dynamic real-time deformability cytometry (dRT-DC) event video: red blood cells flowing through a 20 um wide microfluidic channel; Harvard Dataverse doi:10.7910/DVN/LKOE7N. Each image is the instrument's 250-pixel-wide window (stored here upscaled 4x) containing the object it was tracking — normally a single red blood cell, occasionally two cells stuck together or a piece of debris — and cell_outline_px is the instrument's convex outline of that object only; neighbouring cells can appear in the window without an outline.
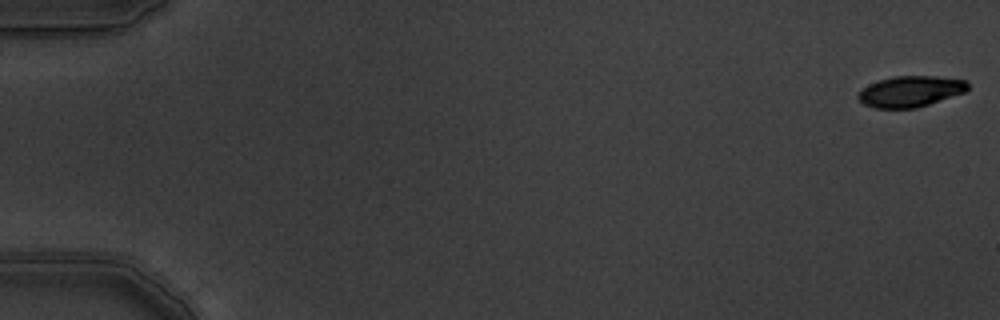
{"species": "common noctule bat (a hibernating species)", "species_latin": "Nyctalus noctula", "temperature_condition": "warm", "stored_images_in_passage": 6, "camera_frame_rate_fps": 3000, "um_per_image_px": 0.085, "animal": {"sex": "male", "body_mass_g": 19.5, "forearm_length_mm": 54.6}, "frame": {"image": 1, "passage_image": 1, "time_ms": 0.0, "image_size_px": [1000, 320], "cell_outline_px": [[968, 88], [964, 92], [916, 108], [876, 108], [864, 104], [856, 96], [868, 84], [892, 76], [936, 76], [968, 80]], "centroid_in_image_um": [77.39, 7.76], "position_along_channel_um": 7.6, "area_um2": 19.59}}
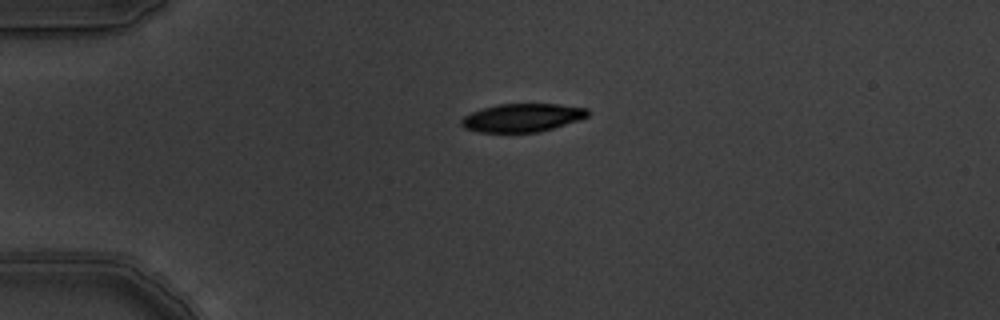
{"frame": {"image": 2, "passage_image": 5, "time_ms": 1.333, "image_size_px": [1000, 320], "cell_outline_px": [[588, 116], [580, 120], [552, 128], [536, 132], [476, 132], [464, 128], [460, 124], [460, 120], [464, 116], [472, 112], [496, 104], [560, 104], [588, 108]], "centroid_in_image_um": [44.38, 10.0], "position_along_channel_um": 40.6, "area_um2": 20.81}}